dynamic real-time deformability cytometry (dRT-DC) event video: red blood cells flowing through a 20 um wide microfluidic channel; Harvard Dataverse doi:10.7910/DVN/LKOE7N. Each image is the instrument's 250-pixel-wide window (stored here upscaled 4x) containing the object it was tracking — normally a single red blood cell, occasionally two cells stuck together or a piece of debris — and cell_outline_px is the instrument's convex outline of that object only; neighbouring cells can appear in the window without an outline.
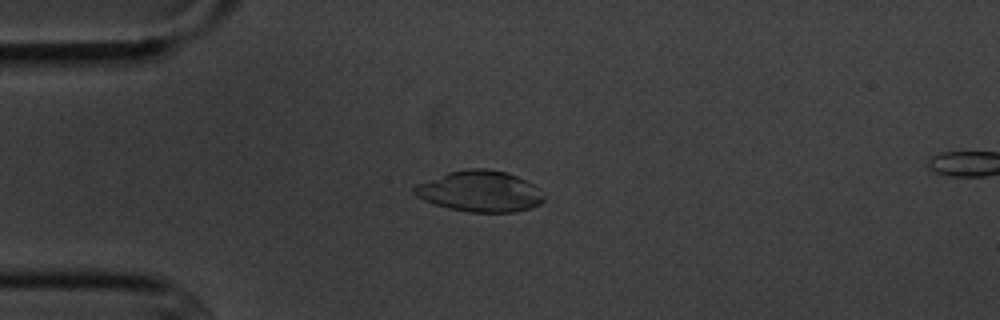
{"species": "common noctule bat (a hibernating species)", "species_latin": "Nyctalus noctula", "temperature_condition": "cold", "stored_images_in_passage": 4, "camera_frame_rate_fps": 3000, "um_per_image_px": 0.085, "animal": {"sex": "male", "body_mass_g": 20.1, "forearm_length_mm": 53.5}, "frame": {"image": 1, "passage_image": 3, "time_ms": 2.333, "image_size_px": [1000, 320], "cell_outline_px": [[544, 200], [540, 204], [528, 208], [512, 212], [468, 212], [448, 208], [424, 200], [416, 196], [412, 192], [412, 188], [416, 184], [448, 172], [468, 168], [488, 168], [508, 172], [532, 184], [544, 196]], "centroid_in_image_um": [40.75, 16.25], "position_along_channel_um": 44.2, "area_um2": 30.87}}